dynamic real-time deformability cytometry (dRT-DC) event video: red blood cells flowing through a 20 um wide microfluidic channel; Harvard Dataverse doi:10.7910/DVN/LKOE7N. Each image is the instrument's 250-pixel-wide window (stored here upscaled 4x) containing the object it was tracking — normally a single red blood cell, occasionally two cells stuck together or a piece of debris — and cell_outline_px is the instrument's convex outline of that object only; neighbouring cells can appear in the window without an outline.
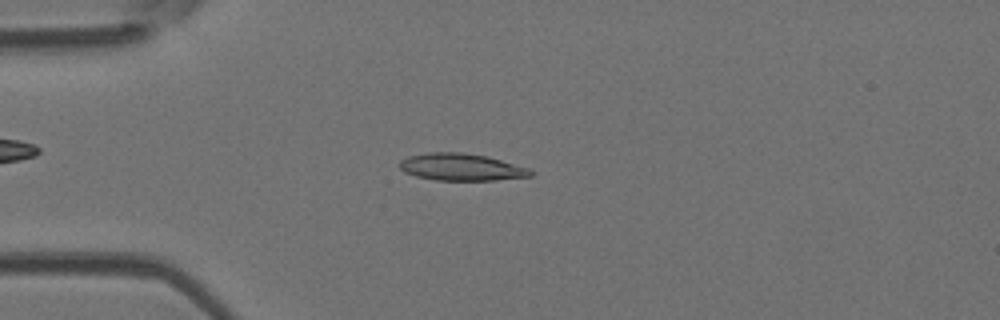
{"species": "Egyptian fruit bat (a non-hibernating species)", "species_latin": "Rousettus aegyptiacus", "temperature_condition": "room temperature", "stored_images_in_passage": 51, "camera_frame_rate_fps": 3000, "um_per_image_px": 0.085, "animal": {"sex": "female"}, "frame": {"image": 1, "passage_image": 13, "time_ms": 4.0, "image_size_px": [1000, 320], "cell_outline_px": [[532, 176], [496, 180], [436, 180], [416, 176], [404, 172], [400, 168], [400, 160], [408, 156], [432, 152], [464, 152], [488, 156], [528, 168], [532, 172]], "centroid_in_image_um": [39.2, 14.2], "position_along_channel_um": 45.8, "area_um2": 20.63}}
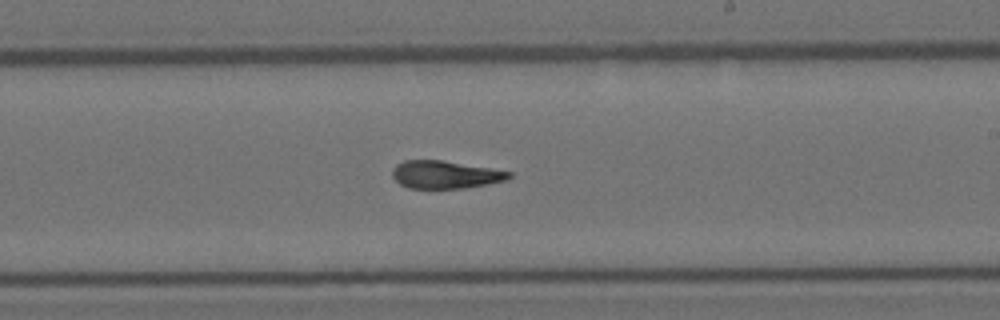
{"frame": {"image": 2, "passage_image": 30, "time_ms": 9.667, "image_size_px": [1000, 320], "cell_outline_px": [[512, 176], [508, 180], [488, 184], [464, 188], [408, 188], [400, 184], [392, 176], [392, 168], [396, 164], [404, 160], [444, 160], [512, 172]], "centroid_in_image_um": [37.84, 14.84], "position_along_channel_um": 251.2, "area_um2": 18.96}}
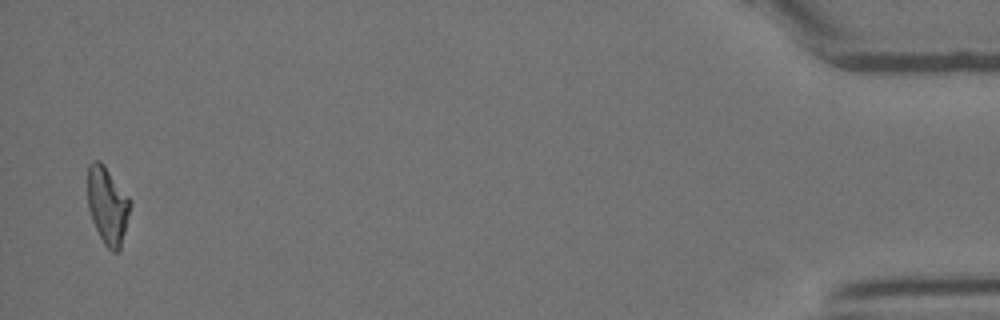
{"frame": {"image": 3, "passage_image": 50, "time_ms": 16.333, "image_size_px": [1000, 320], "cell_outline_px": [[132, 204], [120, 252], [112, 252], [104, 244], [92, 220], [88, 208], [88, 164], [92, 160], [100, 160], [104, 164], [132, 200]], "centroid_in_image_um": [9.16, 17.46], "position_along_channel_um": 426.0, "area_um2": 19.54}, "authors_computed_cell_mechanics": {"area_um2": 19.5364, "velocity_mm_per_s": 3.9377, "shape_relaxation_time_tau1_ms": 7.0346, "shape_relaxation_time_tau2_ms": 2.8742, "deformation_change_tau1": 0.2057, "deformation_change_tau2": 0.1145}}